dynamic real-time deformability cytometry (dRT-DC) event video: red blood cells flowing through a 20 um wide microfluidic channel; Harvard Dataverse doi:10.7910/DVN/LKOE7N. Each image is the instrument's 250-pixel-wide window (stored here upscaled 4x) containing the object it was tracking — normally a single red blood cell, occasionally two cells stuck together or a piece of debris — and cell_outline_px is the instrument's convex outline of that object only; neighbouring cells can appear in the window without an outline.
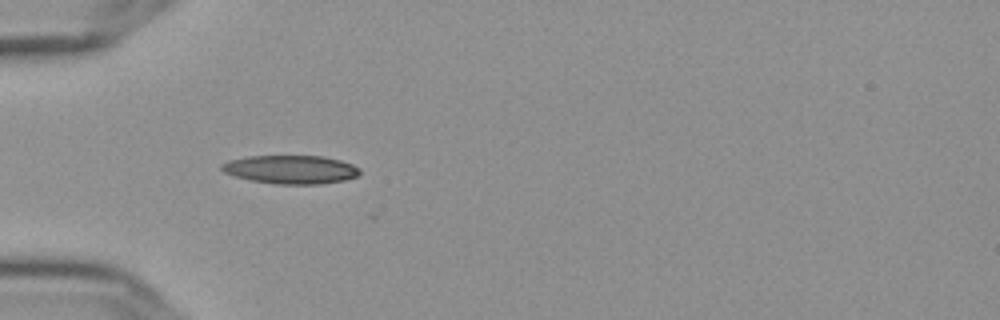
{"species": "Egyptian fruit bat (a non-hibernating species)", "species_latin": "Rousettus aegyptiacus", "temperature_condition": "cold", "stored_images_in_passage": 10, "camera_frame_rate_fps": 3000, "um_per_image_px": 0.085, "frame": {"image": 1, "passage_image": 6, "time_ms": 1.667, "image_size_px": [1000, 320], "cell_outline_px": [[360, 172], [356, 176], [344, 180], [320, 184], [276, 184], [252, 180], [236, 176], [224, 172], [220, 168], [220, 164], [228, 160], [248, 156], [324, 156], [340, 160], [352, 164], [360, 168]], "centroid_in_image_um": [24.71, 14.4], "position_along_channel_um": 60.3, "area_um2": 22.89}}
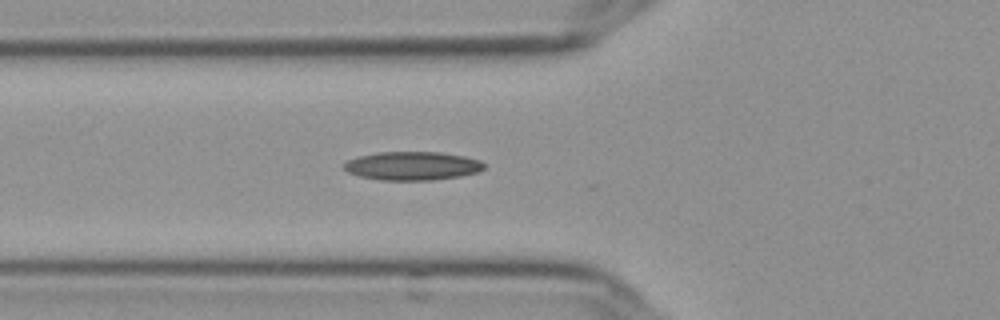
{"frame": {"image": 2, "passage_image": 9, "time_ms": 2.667, "image_size_px": [1000, 320], "cell_outline_px": [[484, 168], [476, 172], [460, 176], [432, 180], [380, 180], [360, 176], [348, 172], [344, 168], [344, 164], [348, 160], [356, 156], [376, 152], [440, 152], [464, 156], [480, 160], [484, 164]], "centroid_in_image_um": [35.03, 14.09], "position_along_channel_um": 90.8, "area_um2": 23.29}}